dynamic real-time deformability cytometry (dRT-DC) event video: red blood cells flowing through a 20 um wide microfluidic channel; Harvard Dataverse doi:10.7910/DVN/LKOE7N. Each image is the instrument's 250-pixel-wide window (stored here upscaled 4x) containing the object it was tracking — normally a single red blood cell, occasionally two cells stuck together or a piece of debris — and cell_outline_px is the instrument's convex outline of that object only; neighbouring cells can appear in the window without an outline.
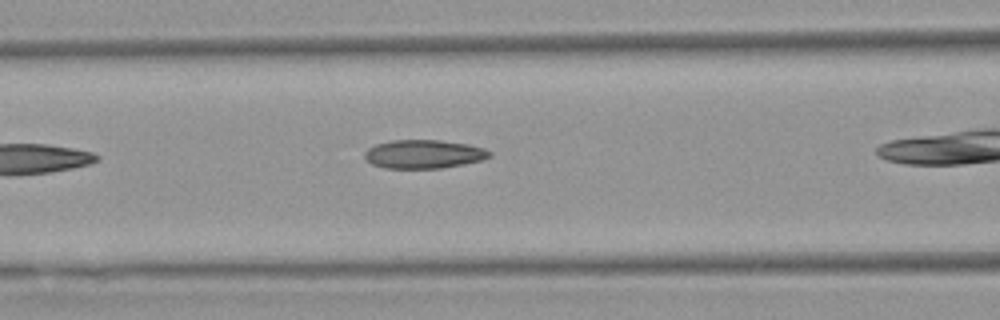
{"species": "Egyptian fruit bat (a non-hibernating species)", "species_latin": "Rousettus aegyptiacus", "temperature_condition": "warm", "stored_images_in_passage": 5, "camera_frame_rate_fps": 3000, "um_per_image_px": 0.085, "animal": {"sex": "female"}, "frame": {"image": 1, "passage_image": 4, "time_ms": 3.667, "image_size_px": [1000, 320], "cell_outline_px": [[492, 156], [484, 160], [464, 164], [440, 168], [384, 168], [372, 164], [364, 156], [364, 152], [368, 148], [376, 144], [392, 140], [440, 140], [468, 144], [484, 148], [492, 152]], "centroid_in_image_um": [36.05, 13.1], "position_along_channel_um": 130.5, "area_um2": 20.92}}